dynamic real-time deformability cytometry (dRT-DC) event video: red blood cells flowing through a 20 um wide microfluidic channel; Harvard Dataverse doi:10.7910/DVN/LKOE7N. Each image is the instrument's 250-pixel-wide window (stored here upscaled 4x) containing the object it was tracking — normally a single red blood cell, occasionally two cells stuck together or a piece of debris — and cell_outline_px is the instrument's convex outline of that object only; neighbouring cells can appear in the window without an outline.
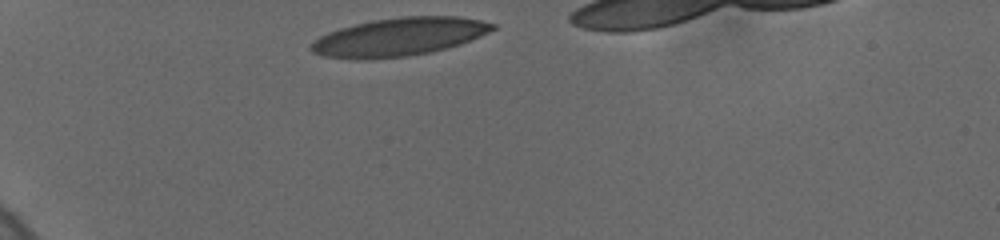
{"species": "human", "species_latin": "Homo sapiens", "temperature_condition": "cold", "stored_images_in_passage": 4, "segment_of_instrument_passage": [1, 2], "camera_frame_rate_fps": 3000, "um_per_image_px": 0.085, "donor": {"sex": "female"}, "frame": {"image": 1, "passage_image": 1, "time_ms": 0.0, "image_size_px": [1000, 240], "cell_outline_px": [[496, 28], [480, 36], [460, 44], [428, 52], [408, 56], [364, 60], [360, 60], [324, 56], [312, 52], [308, 48], [320, 36], [328, 32], [340, 28], [372, 20], [404, 16], [456, 16], [480, 20], [496, 24]], "centroid_in_image_um": [33.9, 3.14], "position_along_channel_um": 51.1, "area_um2": 40.17}}
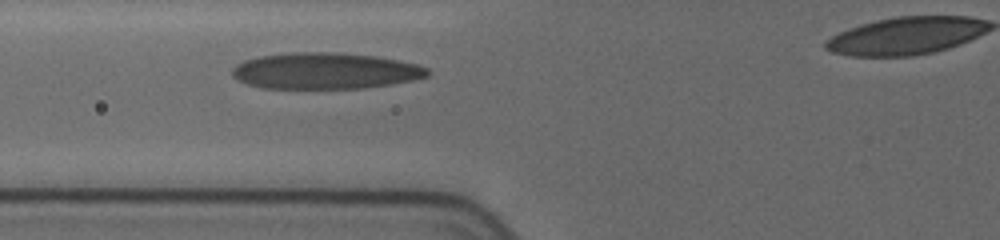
{"frame": {"image": 2, "passage_image": 3, "time_ms": 2.333, "image_size_px": [1000, 240], "cell_outline_px": [[428, 76], [412, 80], [364, 88], [260, 88], [248, 84], [232, 76], [232, 68], [236, 64], [244, 60], [260, 56], [292, 52], [332, 52], [376, 56], [416, 64], [428, 68]], "centroid_in_image_um": [27.6, 6.02], "position_along_channel_um": 98.2, "area_um2": 41.04}}